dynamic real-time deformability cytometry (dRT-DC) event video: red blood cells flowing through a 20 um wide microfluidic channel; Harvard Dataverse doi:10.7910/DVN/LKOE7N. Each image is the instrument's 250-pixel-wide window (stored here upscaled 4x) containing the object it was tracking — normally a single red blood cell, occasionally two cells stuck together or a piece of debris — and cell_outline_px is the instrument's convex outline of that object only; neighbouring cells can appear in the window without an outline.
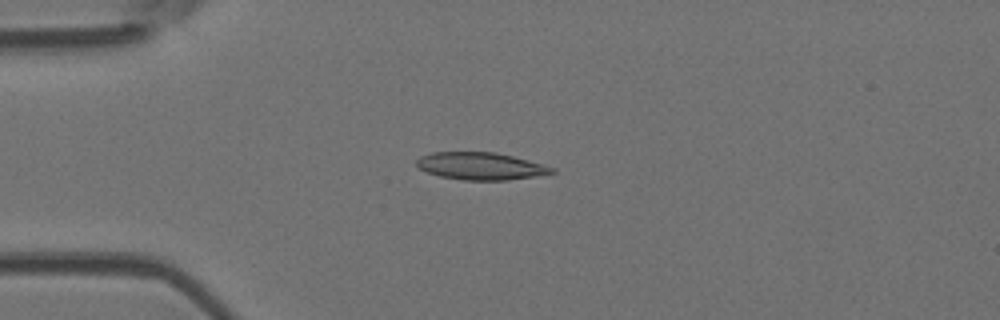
{"species": "Egyptian fruit bat (a non-hibernating species)", "species_latin": "Rousettus aegyptiacus", "temperature_condition": "room temperature", "stored_images_in_passage": 4, "camera_frame_rate_fps": 3000, "um_per_image_px": 0.085, "animal": {"sex": "female"}, "frame": {"image": 1, "passage_image": 1, "time_ms": 0.0, "image_size_px": [1000, 320], "cell_outline_px": [[556, 172], [536, 176], [508, 180], [464, 180], [440, 176], [428, 172], [420, 168], [416, 164], [416, 160], [420, 156], [432, 152], [496, 152], [544, 164], [556, 168]], "centroid_in_image_um": [40.88, 14.11], "position_along_channel_um": 44.1, "area_um2": 21.56}}
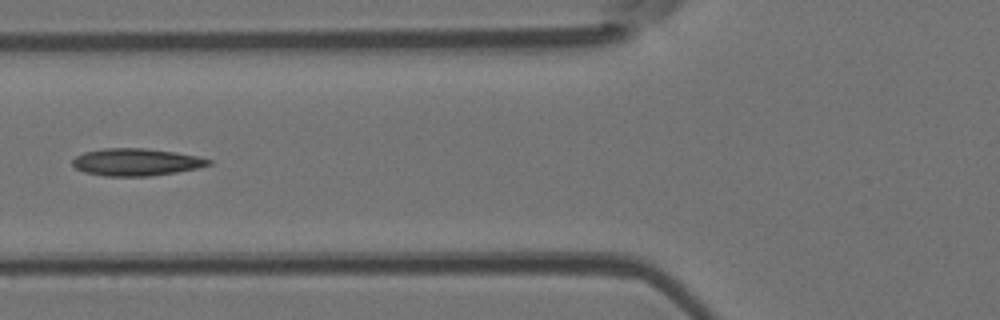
{"frame": {"image": 2, "passage_image": 3, "time_ms": 2.333, "image_size_px": [1000, 320], "cell_outline_px": [[212, 164], [200, 168], [176, 172], [148, 176], [104, 176], [84, 172], [76, 168], [72, 164], [72, 160], [76, 156], [84, 152], [104, 148], [144, 148], [176, 152], [196, 156], [212, 160]], "centroid_in_image_um": [11.58, 13.78], "position_along_channel_um": 114.2, "area_um2": 21.68}}
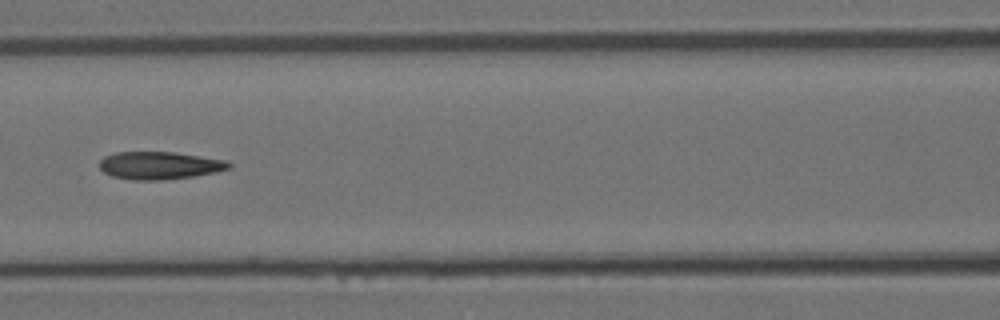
{"frame": {"image": 3, "passage_image": 4, "time_ms": 3.333, "image_size_px": [1000, 320], "cell_outline_px": [[232, 168], [216, 172], [192, 176], [164, 180], [132, 180], [112, 176], [104, 172], [100, 168], [100, 160], [104, 156], [116, 152], [176, 152], [228, 160], [232, 164]], "centroid_in_image_um": [13.6, 14.06], "position_along_channel_um": 153.0, "area_um2": 21.04}}